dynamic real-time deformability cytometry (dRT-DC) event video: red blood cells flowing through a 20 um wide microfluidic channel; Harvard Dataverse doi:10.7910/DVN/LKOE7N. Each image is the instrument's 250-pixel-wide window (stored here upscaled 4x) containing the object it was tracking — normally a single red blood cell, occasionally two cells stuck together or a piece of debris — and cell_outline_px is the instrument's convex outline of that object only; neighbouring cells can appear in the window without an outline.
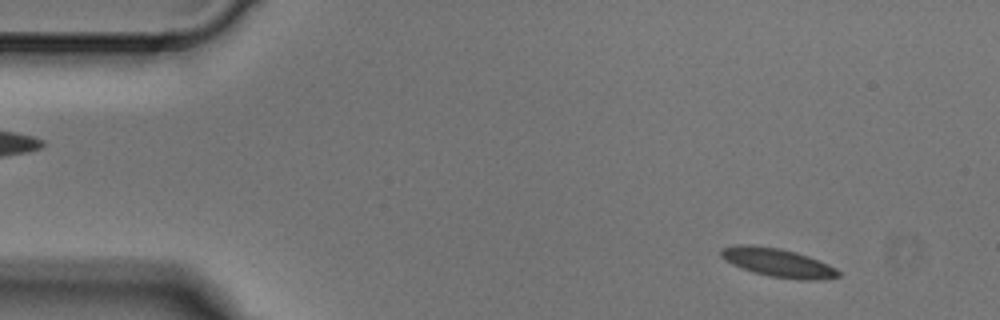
{"species": "Egyptian fruit bat (a non-hibernating species)", "species_latin": "Rousettus aegyptiacus", "temperature_condition": "cold", "stored_images_in_passage": 3, "camera_frame_rate_fps": 3000, "um_per_image_px": 0.085, "animal": {"sex": "male"}, "frame": {"image": 1, "passage_image": 1, "time_ms": 0.0, "image_size_px": [1000, 320], "cell_outline_px": [[840, 276], [816, 280], [800, 280], [768, 276], [752, 272], [732, 264], [724, 260], [720, 256], [720, 248], [736, 244], [752, 244], [780, 248], [796, 252], [808, 256], [828, 264], [836, 268], [840, 272]], "centroid_in_image_um": [66.07, 22.31], "position_along_channel_um": 18.9, "area_um2": 19.77}}